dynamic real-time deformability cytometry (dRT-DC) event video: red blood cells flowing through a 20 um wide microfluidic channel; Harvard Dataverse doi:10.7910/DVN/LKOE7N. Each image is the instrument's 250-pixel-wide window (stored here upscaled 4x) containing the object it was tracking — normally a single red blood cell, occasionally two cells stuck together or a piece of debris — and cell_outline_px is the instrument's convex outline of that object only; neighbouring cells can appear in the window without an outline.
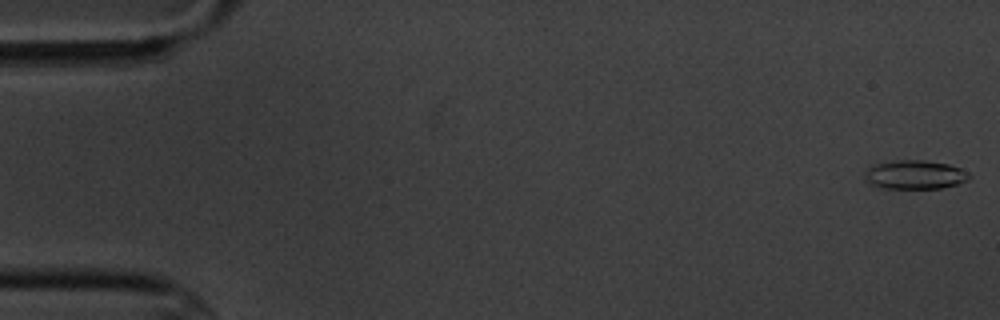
{"species": "common noctule bat (a hibernating species)", "species_latin": "Nyctalus noctula", "temperature_condition": "cold", "stored_images_in_passage": 9, "camera_frame_rate_fps": 3000, "um_per_image_px": 0.085, "animal": {"sex": "male", "body_mass_g": 20.1, "forearm_length_mm": 53.5}, "frame": {"image": 1, "passage_image": 1, "time_ms": 0.0, "image_size_px": [1000, 320], "cell_outline_px": [[972, 176], [968, 180], [956, 184], [940, 188], [884, 188], [872, 184], [864, 180], [864, 172], [868, 164], [900, 160], [924, 160], [948, 164], [960, 168], [968, 172]], "centroid_in_image_um": [77.72, 14.83], "position_along_channel_um": 7.3, "area_um2": 17.74}}
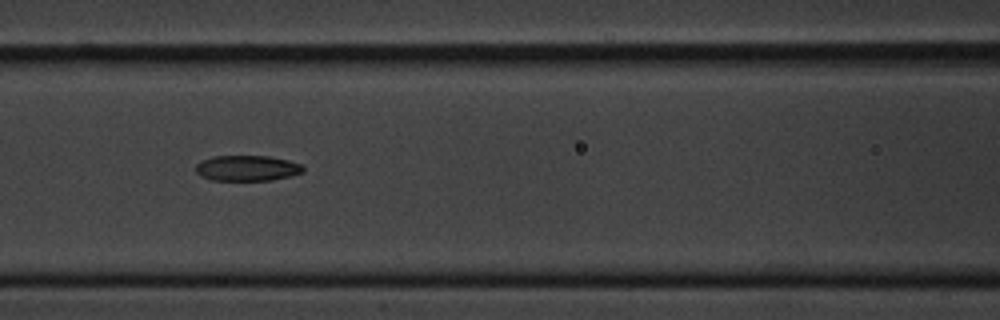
{"frame": {"image": 2, "passage_image": 8, "time_ms": 8.0, "image_size_px": [1000, 320], "cell_outline_px": [[304, 172], [292, 176], [272, 180], [212, 180], [200, 176], [196, 172], [196, 164], [200, 160], [212, 156], [268, 156], [288, 160], [300, 164], [304, 168]], "centroid_in_image_um": [20.99, 14.29], "position_along_channel_um": 145.6, "area_um2": 16.13}}
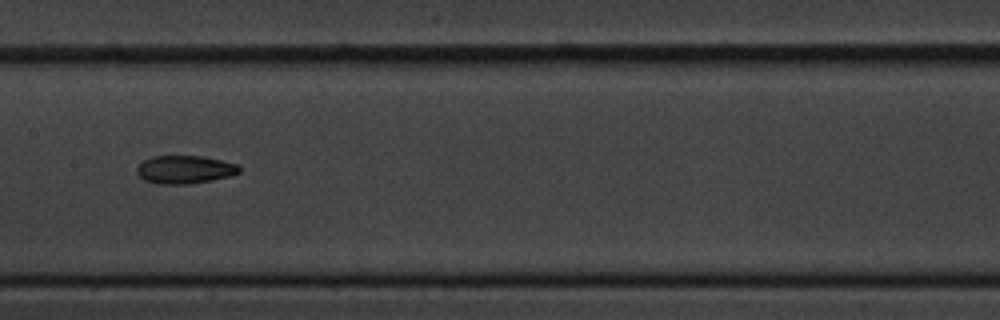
{"frame": {"image": 3, "passage_image": 9, "time_ms": 9.333, "image_size_px": [1000, 320], "cell_outline_px": [[240, 172], [232, 176], [212, 180], [188, 184], [156, 184], [144, 180], [136, 172], [136, 168], [144, 160], [152, 156], [204, 156], [236, 164], [240, 168]], "centroid_in_image_um": [15.7, 14.42], "position_along_channel_um": 191.7, "area_um2": 16.82}}